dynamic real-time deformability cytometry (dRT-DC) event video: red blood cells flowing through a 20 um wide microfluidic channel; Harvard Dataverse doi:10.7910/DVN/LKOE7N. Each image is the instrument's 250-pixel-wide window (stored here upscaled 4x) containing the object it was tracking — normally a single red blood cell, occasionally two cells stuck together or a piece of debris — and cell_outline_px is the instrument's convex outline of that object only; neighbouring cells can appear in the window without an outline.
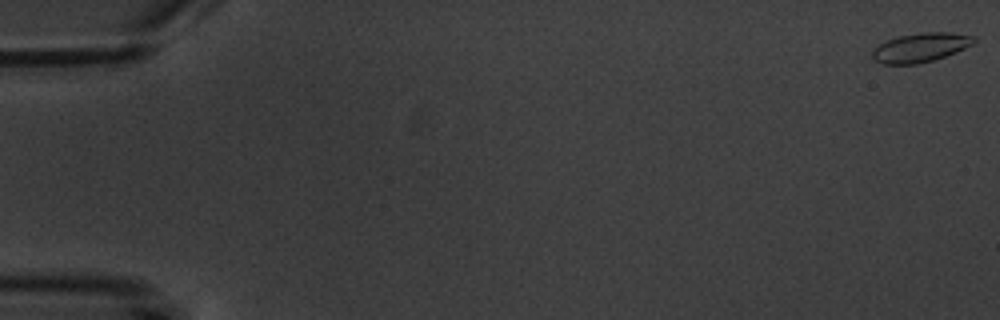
{"species": "common noctule bat (a hibernating species)", "species_latin": "Nyctalus noctula", "temperature_condition": "warm", "stored_images_in_passage": 4, "camera_frame_rate_fps": 3000, "um_per_image_px": 0.085, "animal": {"sex": "male", "body_mass_g": 20.1, "forearm_length_mm": 53.5}, "frame": {"image": 1, "passage_image": 1, "time_ms": 0.0, "image_size_px": [1000, 320], "cell_outline_px": [[976, 40], [972, 44], [956, 52], [932, 60], [916, 64], [884, 64], [872, 60], [872, 52], [880, 44], [888, 40], [900, 36], [924, 32], [952, 32], [976, 36]], "centroid_in_image_um": [78.26, 4.03], "position_along_channel_um": 6.7, "area_um2": 17.05}}